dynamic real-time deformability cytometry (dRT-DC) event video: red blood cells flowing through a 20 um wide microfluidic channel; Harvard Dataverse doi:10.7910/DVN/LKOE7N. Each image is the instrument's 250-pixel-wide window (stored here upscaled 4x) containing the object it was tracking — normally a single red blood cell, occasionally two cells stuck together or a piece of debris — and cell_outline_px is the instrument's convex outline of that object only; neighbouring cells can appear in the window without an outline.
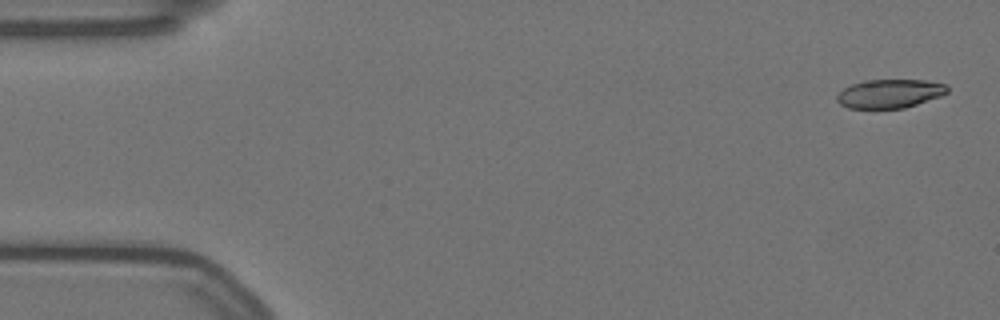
{"species": "Egyptian fruit bat (a non-hibernating species)", "species_latin": "Rousettus aegyptiacus", "temperature_condition": "warm", "stored_images_in_passage": 56, "camera_frame_rate_fps": 3000, "um_per_image_px": 0.085, "animal": {"sex": "female"}, "frame": {"image": 1, "passage_image": 1, "time_ms": 0.0, "image_size_px": [1000, 320], "cell_outline_px": [[948, 92], [940, 96], [904, 108], [848, 108], [840, 104], [836, 100], [836, 96], [844, 88], [852, 84], [864, 80], [924, 80], [948, 84]], "centroid_in_image_um": [75.63, 7.95], "position_along_channel_um": 9.4, "area_um2": 18.44}}
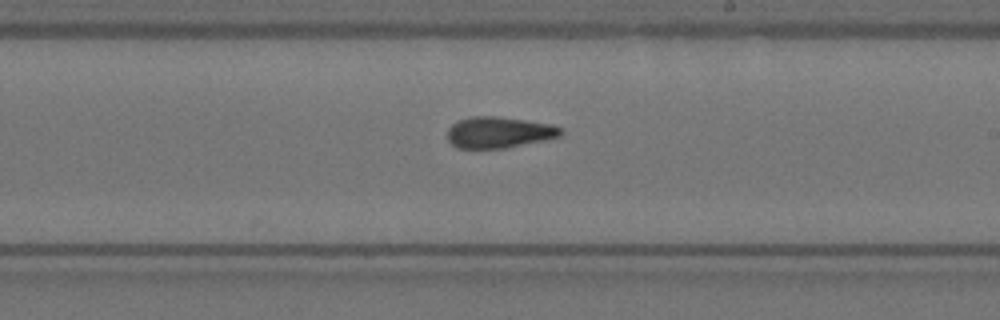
{"frame": {"image": 2, "passage_image": 32, "time_ms": 10.333, "image_size_px": [1000, 320], "cell_outline_px": [[564, 132], [560, 136], [544, 140], [504, 148], [456, 148], [448, 140], [448, 128], [452, 124], [460, 120], [472, 116], [496, 116], [552, 124], [564, 128]], "centroid_in_image_um": [42.43, 11.25], "position_along_channel_um": 246.6, "area_um2": 20.58}}
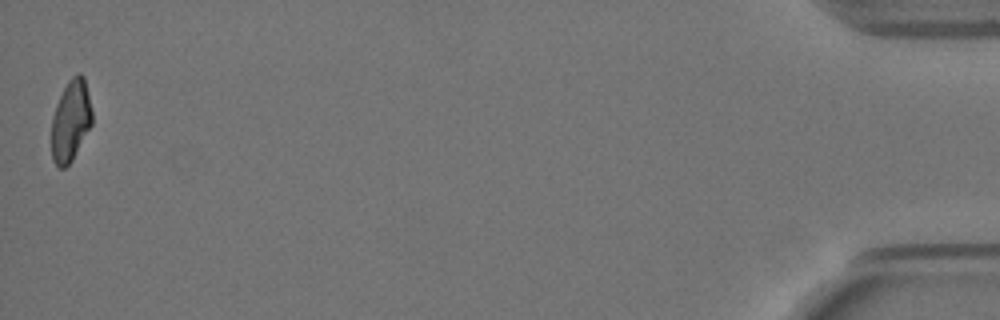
{"frame": {"image": 3, "passage_image": 56, "time_ms": 18.333, "image_size_px": [1000, 320], "cell_outline_px": [[92, 124], [72, 160], [64, 168], [56, 168], [52, 160], [52, 116], [56, 104], [68, 80], [76, 72], [80, 72], [84, 76], [92, 112]], "centroid_in_image_um": [6.0, 10.26], "position_along_channel_um": 429.2, "area_um2": 19.25}, "authors_computed_cell_mechanics": {"area_um2": 20.7791, "velocity_mm_per_s": 3.5094, "shape_relaxation_time_tau1_ms": null, "shape_relaxation_time_tau2_ms": 2.5895, "deformation_change_tau1": null, "deformation_change_tau2": 0.0873}}